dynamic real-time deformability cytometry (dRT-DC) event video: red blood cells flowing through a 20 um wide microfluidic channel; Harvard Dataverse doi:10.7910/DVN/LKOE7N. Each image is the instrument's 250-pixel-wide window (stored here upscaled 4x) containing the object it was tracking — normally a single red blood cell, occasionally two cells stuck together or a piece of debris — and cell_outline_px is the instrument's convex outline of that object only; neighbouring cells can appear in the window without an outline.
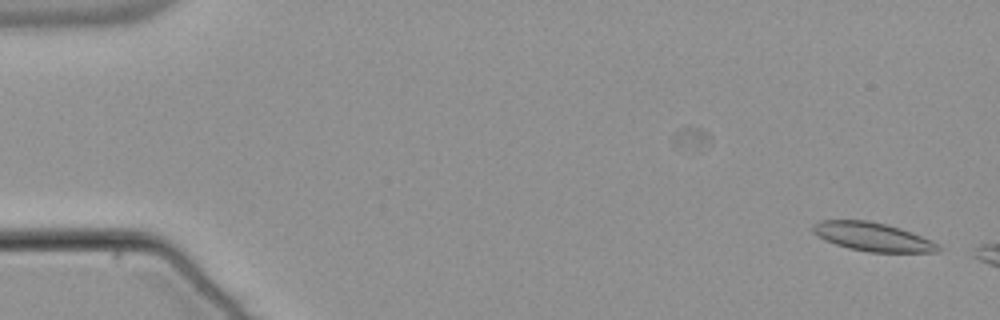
{"species": "common noctule bat (a hibernating species)", "species_latin": "Nyctalus noctula", "temperature_condition": "warm", "stored_images_in_passage": 8, "camera_frame_rate_fps": 3000, "um_per_image_px": 0.085, "animal": {"sex": "male", "body_mass_g": 21.5, "forearm_length_mm": 52.0}, "frame": {"image": 1, "passage_image": 2, "time_ms": 0.333, "image_size_px": [1000, 320], "cell_outline_px": [[944, 248], [940, 252], [868, 252], [848, 248], [824, 240], [812, 232], [812, 224], [820, 220], [868, 220], [900, 228], [912, 232], [932, 240]], "centroid_in_image_um": [74.19, 20.13], "position_along_channel_um": 10.8, "area_um2": 21.1}}